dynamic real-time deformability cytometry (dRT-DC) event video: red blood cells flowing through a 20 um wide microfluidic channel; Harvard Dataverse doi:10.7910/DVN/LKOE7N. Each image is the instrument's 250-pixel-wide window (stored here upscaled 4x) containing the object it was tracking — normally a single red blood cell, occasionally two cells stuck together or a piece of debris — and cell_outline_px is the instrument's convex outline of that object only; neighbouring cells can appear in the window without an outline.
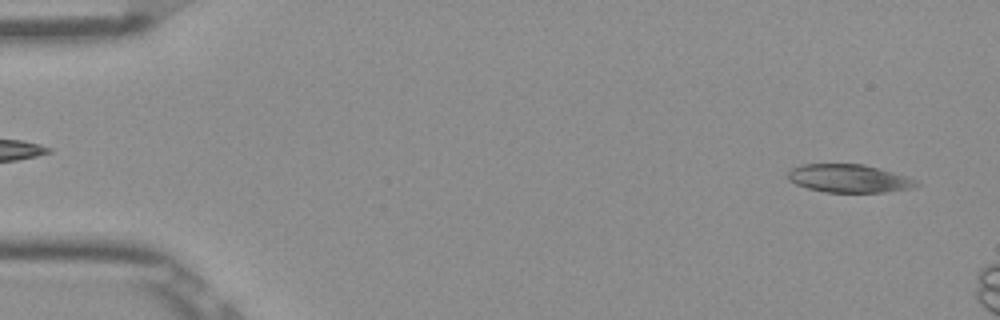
{"species": "Egyptian fruit bat (a non-hibernating species)", "species_latin": "Rousettus aegyptiacus", "temperature_condition": "room temperature", "stored_images_in_passage": 12, "camera_frame_rate_fps": 3000, "um_per_image_px": 0.085, "frame": {"image": 1, "passage_image": 2, "time_ms": 0.333, "image_size_px": [1000, 320], "cell_outline_px": [[920, 184], [916, 188], [884, 192], [824, 192], [808, 188], [796, 184], [788, 180], [788, 172], [792, 168], [800, 164], [864, 164], [880, 168], [908, 176], [916, 180]], "centroid_in_image_um": [72.2, 15.16], "position_along_channel_um": 12.8, "area_um2": 21.27}}